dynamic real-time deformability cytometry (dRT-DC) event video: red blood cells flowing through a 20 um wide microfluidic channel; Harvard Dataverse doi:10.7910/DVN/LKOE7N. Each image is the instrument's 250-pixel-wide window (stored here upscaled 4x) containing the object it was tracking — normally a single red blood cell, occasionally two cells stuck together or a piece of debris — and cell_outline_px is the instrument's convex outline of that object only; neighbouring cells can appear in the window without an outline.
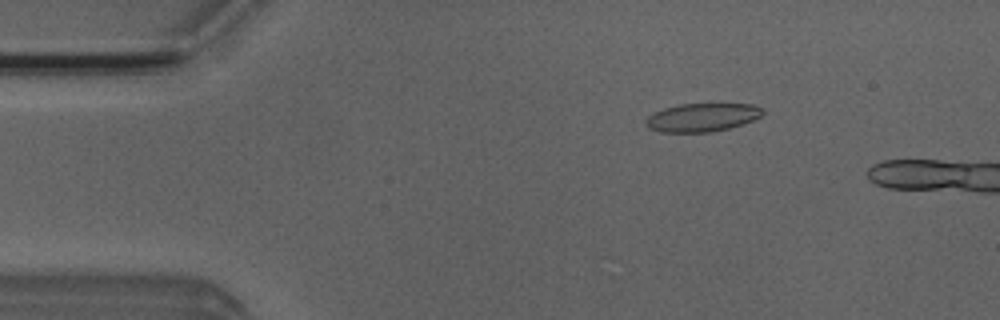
{"species": "Egyptian fruit bat (a non-hibernating species)", "species_latin": "Rousettus aegyptiacus", "temperature_condition": "room temperature", "stored_images_in_passage": 5, "camera_frame_rate_fps": 3000, "um_per_image_px": 0.085, "animal": {"sex": "male"}, "frame": {"image": 1, "passage_image": 3, "time_ms": 2.333, "image_size_px": [1000, 320], "cell_outline_px": [[764, 112], [760, 116], [752, 120], [728, 128], [712, 132], [660, 132], [648, 128], [644, 124], [644, 120], [648, 116], [664, 108], [680, 104], [752, 104], [764, 108]], "centroid_in_image_um": [59.65, 9.98], "position_along_channel_um": 25.3, "area_um2": 19.25}}